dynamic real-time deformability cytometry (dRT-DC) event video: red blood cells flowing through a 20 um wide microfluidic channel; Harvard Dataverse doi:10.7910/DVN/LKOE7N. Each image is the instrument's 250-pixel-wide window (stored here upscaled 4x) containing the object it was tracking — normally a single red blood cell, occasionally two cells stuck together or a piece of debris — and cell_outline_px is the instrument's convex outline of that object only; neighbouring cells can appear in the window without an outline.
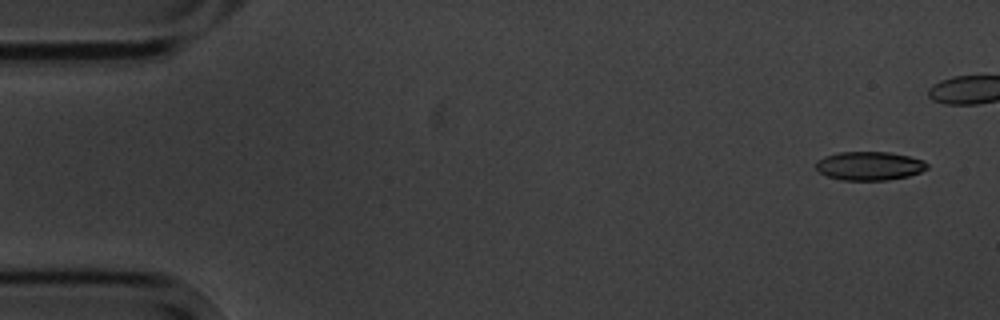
{"species": "common noctule bat (a hibernating species)", "species_latin": "Nyctalus noctula", "temperature_condition": "cold", "stored_images_in_passage": 5, "camera_frame_rate_fps": 3000, "um_per_image_px": 0.085, "animal": {"sex": "male", "body_mass_g": 20.1, "forearm_length_mm": 53.5}, "frame": {"image": 1, "passage_image": 1, "time_ms": 0.0, "image_size_px": [1000, 320], "cell_outline_px": [[928, 168], [920, 172], [908, 176], [888, 180], [840, 180], [828, 176], [820, 172], [816, 168], [816, 160], [824, 156], [840, 152], [888, 152], [908, 156], [924, 160], [928, 164]], "centroid_in_image_um": [73.9, 14.1], "position_along_channel_um": 11.1, "area_um2": 18.61}}
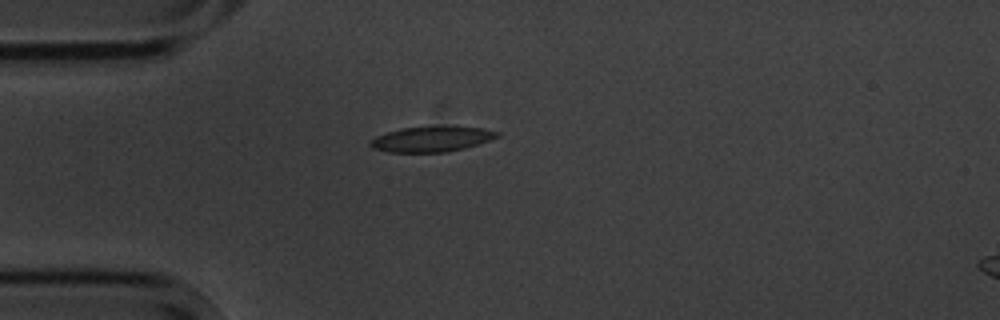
{"frame": {"image": 2, "passage_image": 5, "time_ms": 5.667, "image_size_px": [1000, 320], "cell_outline_px": [[500, 136], [464, 148], [448, 152], [388, 152], [372, 148], [368, 144], [368, 140], [376, 136], [400, 128], [480, 128], [500, 132]], "centroid_in_image_um": [36.6, 11.86], "position_along_channel_um": 48.4, "area_um2": 18.09}}